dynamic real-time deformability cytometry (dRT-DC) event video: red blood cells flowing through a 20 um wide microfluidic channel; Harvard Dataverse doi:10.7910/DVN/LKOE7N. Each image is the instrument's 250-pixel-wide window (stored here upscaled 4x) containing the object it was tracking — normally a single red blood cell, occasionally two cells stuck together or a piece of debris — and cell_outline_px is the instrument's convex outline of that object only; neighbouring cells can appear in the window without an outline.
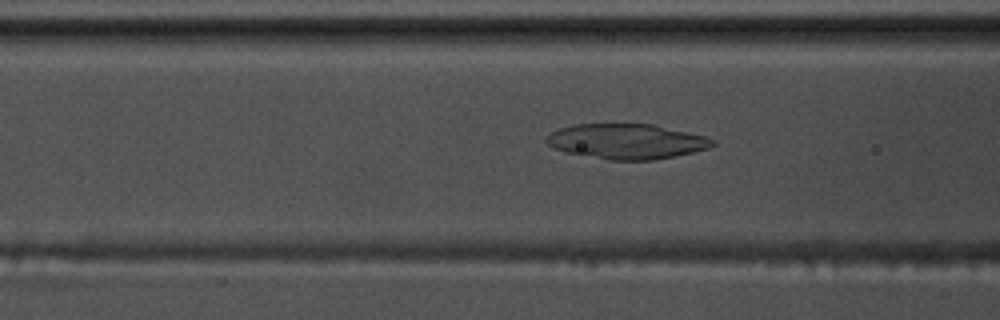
{"species": "common noctule bat (a hibernating species)", "species_latin": "Nyctalus noctula", "temperature_condition": "warm", "stored_images_in_passage": 45, "camera_frame_rate_fps": 3000, "um_per_image_px": 0.085, "animal": {"sex": "male", "body_mass_g": 17.5, "forearm_length_mm": 52.3}, "frame": {"image": 1, "passage_image": 18, "time_ms": 5.667, "image_size_px": [1000, 320], "cell_outline_px": [[716, 144], [708, 148], [676, 156], [652, 160], [608, 160], [568, 152], [552, 148], [544, 140], [552, 132], [560, 128], [576, 124], [652, 124], [704, 136], [716, 140]], "centroid_in_image_um": [53.27, 12.02], "position_along_channel_um": 113.3, "area_um2": 33.76}}
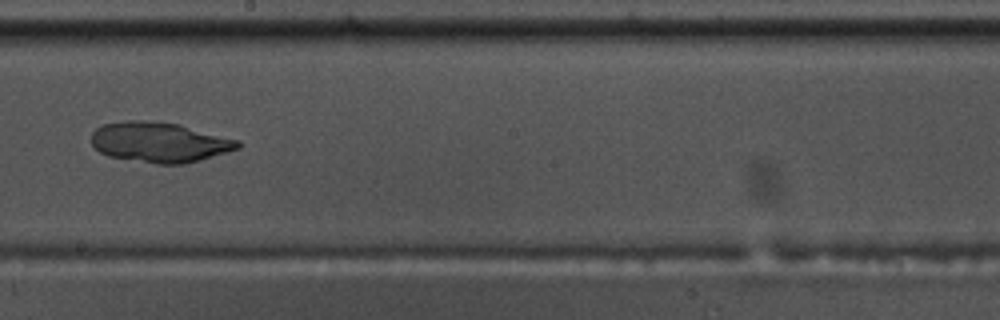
{"frame": {"image": 2, "passage_image": 28, "time_ms": 9.0, "image_size_px": [1000, 320], "cell_outline_px": [[244, 144], [240, 148], [228, 152], [200, 160], [184, 164], [156, 164], [108, 156], [100, 152], [92, 144], [92, 132], [96, 128], [104, 124], [128, 120], [152, 120], [180, 124], [240, 140]], "centroid_in_image_um": [13.6, 12.08], "position_along_channel_um": 234.6, "area_um2": 34.62}}
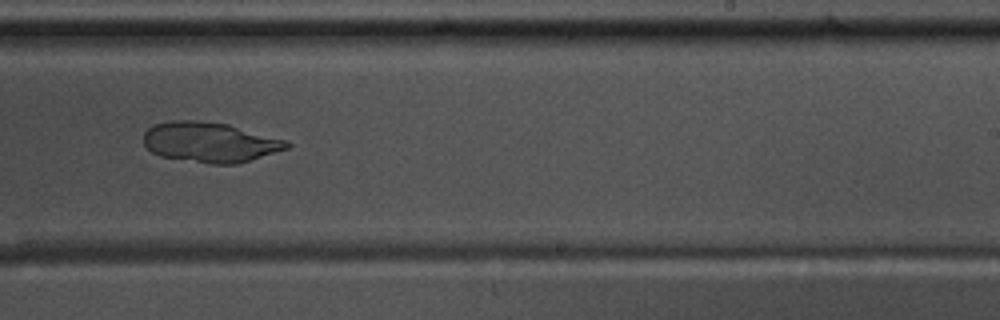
{"frame": {"image": 3, "passage_image": 31, "time_ms": 10.0, "image_size_px": [1000, 320], "cell_outline_px": [[292, 144], [288, 148], [236, 164], [212, 164], [160, 156], [152, 152], [144, 144], [144, 132], [148, 128], [156, 124], [172, 120], [196, 120], [228, 124], [288, 140]], "centroid_in_image_um": [17.85, 12.08], "position_along_channel_um": 271.1, "area_um2": 33.35}}